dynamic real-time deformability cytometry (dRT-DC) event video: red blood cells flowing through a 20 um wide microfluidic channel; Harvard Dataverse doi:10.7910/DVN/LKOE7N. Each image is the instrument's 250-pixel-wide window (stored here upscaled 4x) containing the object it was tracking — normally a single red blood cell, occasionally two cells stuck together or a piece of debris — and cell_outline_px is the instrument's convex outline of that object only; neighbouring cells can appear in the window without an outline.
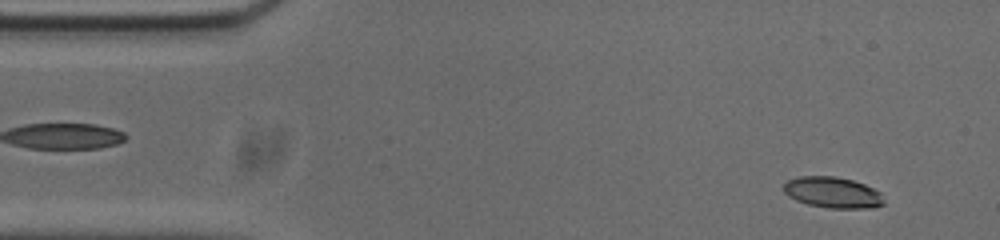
{"species": "common noctule bat (a hibernating species)", "species_latin": "Nyctalus noctula", "temperature_condition": "cold", "stored_images_in_passage": 52, "camera_frame_rate_fps": 3000, "um_per_image_px": 0.085, "animal": {"sex": "male", "body_mass_g": 20.0, "forearm_length_mm": 53.3}, "frame": {"image": 1, "passage_image": 3, "time_ms": 0.667, "image_size_px": [1000, 240], "cell_outline_px": [[884, 204], [876, 208], [828, 208], [808, 204], [796, 200], [788, 196], [784, 192], [784, 184], [788, 180], [800, 176], [836, 176], [852, 180], [864, 184], [880, 192], [884, 200]], "centroid_in_image_um": [70.79, 16.36], "position_along_channel_um": 14.2, "area_um2": 18.15}}
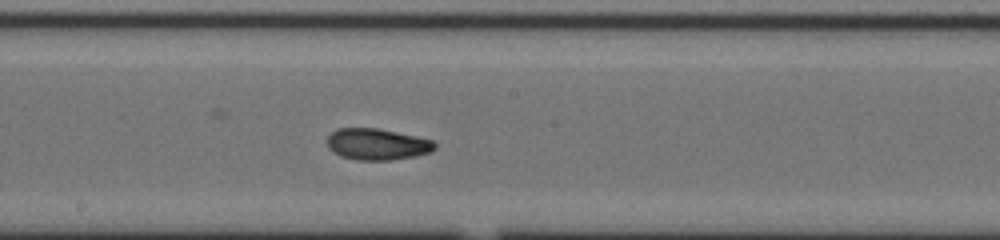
{"frame": {"image": 2, "passage_image": 26, "time_ms": 8.333, "image_size_px": [1000, 240], "cell_outline_px": [[436, 148], [432, 152], [416, 156], [392, 160], [356, 160], [340, 156], [332, 152], [328, 148], [328, 136], [336, 128], [376, 128], [416, 136], [432, 140], [436, 144]], "centroid_in_image_um": [32.06, 12.27], "position_along_channel_um": 216.1, "area_um2": 19.83}}
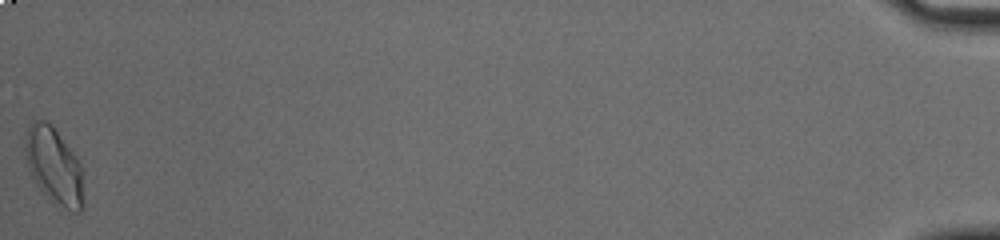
{"frame": {"image": 3, "passage_image": 52, "time_ms": 17.0, "image_size_px": [1000, 240], "cell_outline_px": [[84, 208], [80, 212], [72, 212], [52, 204], [36, 184], [28, 172], [24, 148], [24, 140], [28, 128], [32, 120], [48, 120], [76, 156], [80, 164], [84, 200]], "centroid_in_image_um": [4.58, 14.15], "position_along_channel_um": 430.6, "area_um2": 26.59}, "authors_computed_cell_mechanics": {"area_um2": 19.5653, "velocity_mm_per_s": 3.7646, "shape_relaxation_time_tau1_ms": 7.8364, "shape_relaxation_time_tau2_ms": 2.589, "deformation_change_tau1": 0.193, "deformation_change_tau2": 0.0758}}